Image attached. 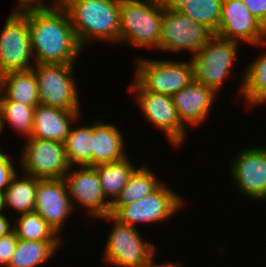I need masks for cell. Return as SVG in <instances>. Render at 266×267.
Instances as JSON below:
<instances>
[{
    "instance_id": "obj_1",
    "label": "cell",
    "mask_w": 266,
    "mask_h": 267,
    "mask_svg": "<svg viewBox=\"0 0 266 267\" xmlns=\"http://www.w3.org/2000/svg\"><path fill=\"white\" fill-rule=\"evenodd\" d=\"M27 18L31 51L35 64L75 65L83 51L67 11L60 3H24L17 5Z\"/></svg>"
},
{
    "instance_id": "obj_2",
    "label": "cell",
    "mask_w": 266,
    "mask_h": 267,
    "mask_svg": "<svg viewBox=\"0 0 266 267\" xmlns=\"http://www.w3.org/2000/svg\"><path fill=\"white\" fill-rule=\"evenodd\" d=\"M81 47L103 42L120 45L121 0H60Z\"/></svg>"
},
{
    "instance_id": "obj_3",
    "label": "cell",
    "mask_w": 266,
    "mask_h": 267,
    "mask_svg": "<svg viewBox=\"0 0 266 267\" xmlns=\"http://www.w3.org/2000/svg\"><path fill=\"white\" fill-rule=\"evenodd\" d=\"M163 15L156 0H121L120 44L157 50Z\"/></svg>"
},
{
    "instance_id": "obj_4",
    "label": "cell",
    "mask_w": 266,
    "mask_h": 267,
    "mask_svg": "<svg viewBox=\"0 0 266 267\" xmlns=\"http://www.w3.org/2000/svg\"><path fill=\"white\" fill-rule=\"evenodd\" d=\"M186 202L164 181L143 199L126 205H111V215L120 223L137 228L139 224H156L170 220Z\"/></svg>"
},
{
    "instance_id": "obj_5",
    "label": "cell",
    "mask_w": 266,
    "mask_h": 267,
    "mask_svg": "<svg viewBox=\"0 0 266 267\" xmlns=\"http://www.w3.org/2000/svg\"><path fill=\"white\" fill-rule=\"evenodd\" d=\"M241 43L214 35L193 57L194 80L213 88L218 94L231 76ZM235 61V62H234Z\"/></svg>"
},
{
    "instance_id": "obj_6",
    "label": "cell",
    "mask_w": 266,
    "mask_h": 267,
    "mask_svg": "<svg viewBox=\"0 0 266 267\" xmlns=\"http://www.w3.org/2000/svg\"><path fill=\"white\" fill-rule=\"evenodd\" d=\"M113 222L106 245L103 261L111 267H144L157 246L145 241L138 228L120 223L112 215L96 220Z\"/></svg>"
},
{
    "instance_id": "obj_7",
    "label": "cell",
    "mask_w": 266,
    "mask_h": 267,
    "mask_svg": "<svg viewBox=\"0 0 266 267\" xmlns=\"http://www.w3.org/2000/svg\"><path fill=\"white\" fill-rule=\"evenodd\" d=\"M74 66L76 65L34 64L32 69L37 79L39 104L66 111H82L76 88L78 83L74 79Z\"/></svg>"
},
{
    "instance_id": "obj_8",
    "label": "cell",
    "mask_w": 266,
    "mask_h": 267,
    "mask_svg": "<svg viewBox=\"0 0 266 267\" xmlns=\"http://www.w3.org/2000/svg\"><path fill=\"white\" fill-rule=\"evenodd\" d=\"M139 59L134 78L145 90L173 96L194 81L191 60Z\"/></svg>"
},
{
    "instance_id": "obj_9",
    "label": "cell",
    "mask_w": 266,
    "mask_h": 267,
    "mask_svg": "<svg viewBox=\"0 0 266 267\" xmlns=\"http://www.w3.org/2000/svg\"><path fill=\"white\" fill-rule=\"evenodd\" d=\"M133 80L128 91L135 93L134 99L145 119L156 129L164 131L174 148L182 146L187 138L188 128L181 123L172 96L145 90Z\"/></svg>"
},
{
    "instance_id": "obj_10",
    "label": "cell",
    "mask_w": 266,
    "mask_h": 267,
    "mask_svg": "<svg viewBox=\"0 0 266 267\" xmlns=\"http://www.w3.org/2000/svg\"><path fill=\"white\" fill-rule=\"evenodd\" d=\"M32 57L27 18L14 8L0 31V76L32 69Z\"/></svg>"
},
{
    "instance_id": "obj_11",
    "label": "cell",
    "mask_w": 266,
    "mask_h": 267,
    "mask_svg": "<svg viewBox=\"0 0 266 267\" xmlns=\"http://www.w3.org/2000/svg\"><path fill=\"white\" fill-rule=\"evenodd\" d=\"M21 151L23 173L39 179L64 178L71 168L64 144L50 139L29 137Z\"/></svg>"
},
{
    "instance_id": "obj_12",
    "label": "cell",
    "mask_w": 266,
    "mask_h": 267,
    "mask_svg": "<svg viewBox=\"0 0 266 267\" xmlns=\"http://www.w3.org/2000/svg\"><path fill=\"white\" fill-rule=\"evenodd\" d=\"M161 29L157 50L179 54L189 50L192 57L215 35L179 10L164 9Z\"/></svg>"
},
{
    "instance_id": "obj_13",
    "label": "cell",
    "mask_w": 266,
    "mask_h": 267,
    "mask_svg": "<svg viewBox=\"0 0 266 267\" xmlns=\"http://www.w3.org/2000/svg\"><path fill=\"white\" fill-rule=\"evenodd\" d=\"M232 160L229 168L235 188L242 196L266 200V146L241 149Z\"/></svg>"
},
{
    "instance_id": "obj_14",
    "label": "cell",
    "mask_w": 266,
    "mask_h": 267,
    "mask_svg": "<svg viewBox=\"0 0 266 267\" xmlns=\"http://www.w3.org/2000/svg\"><path fill=\"white\" fill-rule=\"evenodd\" d=\"M74 169L75 166L71 167L64 177L73 209L76 210L75 204L78 203L86 208L91 218L111 215V204L103 195L96 169L93 166H77Z\"/></svg>"
},
{
    "instance_id": "obj_15",
    "label": "cell",
    "mask_w": 266,
    "mask_h": 267,
    "mask_svg": "<svg viewBox=\"0 0 266 267\" xmlns=\"http://www.w3.org/2000/svg\"><path fill=\"white\" fill-rule=\"evenodd\" d=\"M215 35L252 46L266 45V28L254 18L242 0H223Z\"/></svg>"
},
{
    "instance_id": "obj_16",
    "label": "cell",
    "mask_w": 266,
    "mask_h": 267,
    "mask_svg": "<svg viewBox=\"0 0 266 267\" xmlns=\"http://www.w3.org/2000/svg\"><path fill=\"white\" fill-rule=\"evenodd\" d=\"M59 235L74 209L64 178H37L35 210Z\"/></svg>"
},
{
    "instance_id": "obj_17",
    "label": "cell",
    "mask_w": 266,
    "mask_h": 267,
    "mask_svg": "<svg viewBox=\"0 0 266 267\" xmlns=\"http://www.w3.org/2000/svg\"><path fill=\"white\" fill-rule=\"evenodd\" d=\"M217 95L219 94L213 88L195 80L176 92L172 99L181 123L185 127L186 125L198 127L203 124L211 113Z\"/></svg>"
},
{
    "instance_id": "obj_18",
    "label": "cell",
    "mask_w": 266,
    "mask_h": 267,
    "mask_svg": "<svg viewBox=\"0 0 266 267\" xmlns=\"http://www.w3.org/2000/svg\"><path fill=\"white\" fill-rule=\"evenodd\" d=\"M81 111H66L61 108L38 104L34 110L30 137L64 142L71 124L78 122Z\"/></svg>"
},
{
    "instance_id": "obj_19",
    "label": "cell",
    "mask_w": 266,
    "mask_h": 267,
    "mask_svg": "<svg viewBox=\"0 0 266 267\" xmlns=\"http://www.w3.org/2000/svg\"><path fill=\"white\" fill-rule=\"evenodd\" d=\"M98 120V121H97ZM92 123V166L110 163L127 157L122 130L104 120Z\"/></svg>"
},
{
    "instance_id": "obj_20",
    "label": "cell",
    "mask_w": 266,
    "mask_h": 267,
    "mask_svg": "<svg viewBox=\"0 0 266 267\" xmlns=\"http://www.w3.org/2000/svg\"><path fill=\"white\" fill-rule=\"evenodd\" d=\"M0 100H12L37 106L38 84L33 69L9 72L0 76Z\"/></svg>"
},
{
    "instance_id": "obj_21",
    "label": "cell",
    "mask_w": 266,
    "mask_h": 267,
    "mask_svg": "<svg viewBox=\"0 0 266 267\" xmlns=\"http://www.w3.org/2000/svg\"><path fill=\"white\" fill-rule=\"evenodd\" d=\"M129 157L122 160L93 166L100 179L103 195L112 204L138 168Z\"/></svg>"
},
{
    "instance_id": "obj_22",
    "label": "cell",
    "mask_w": 266,
    "mask_h": 267,
    "mask_svg": "<svg viewBox=\"0 0 266 267\" xmlns=\"http://www.w3.org/2000/svg\"><path fill=\"white\" fill-rule=\"evenodd\" d=\"M19 175L16 173L3 193L4 210L11 208L17 215L34 212L37 190L36 177L25 173L22 177Z\"/></svg>"
},
{
    "instance_id": "obj_23",
    "label": "cell",
    "mask_w": 266,
    "mask_h": 267,
    "mask_svg": "<svg viewBox=\"0 0 266 267\" xmlns=\"http://www.w3.org/2000/svg\"><path fill=\"white\" fill-rule=\"evenodd\" d=\"M255 60L249 62L245 72H243L242 81L238 88L239 97L244 98L246 106H256L266 103V53Z\"/></svg>"
},
{
    "instance_id": "obj_24",
    "label": "cell",
    "mask_w": 266,
    "mask_h": 267,
    "mask_svg": "<svg viewBox=\"0 0 266 267\" xmlns=\"http://www.w3.org/2000/svg\"><path fill=\"white\" fill-rule=\"evenodd\" d=\"M63 241L20 240L8 267H38L53 258Z\"/></svg>"
},
{
    "instance_id": "obj_25",
    "label": "cell",
    "mask_w": 266,
    "mask_h": 267,
    "mask_svg": "<svg viewBox=\"0 0 266 267\" xmlns=\"http://www.w3.org/2000/svg\"><path fill=\"white\" fill-rule=\"evenodd\" d=\"M63 144L71 167L92 166V122L71 126Z\"/></svg>"
},
{
    "instance_id": "obj_26",
    "label": "cell",
    "mask_w": 266,
    "mask_h": 267,
    "mask_svg": "<svg viewBox=\"0 0 266 267\" xmlns=\"http://www.w3.org/2000/svg\"><path fill=\"white\" fill-rule=\"evenodd\" d=\"M146 165L138 167L111 205H126L143 199L162 182Z\"/></svg>"
},
{
    "instance_id": "obj_27",
    "label": "cell",
    "mask_w": 266,
    "mask_h": 267,
    "mask_svg": "<svg viewBox=\"0 0 266 267\" xmlns=\"http://www.w3.org/2000/svg\"><path fill=\"white\" fill-rule=\"evenodd\" d=\"M13 224V230L20 240L62 241L61 236L36 212L17 216Z\"/></svg>"
},
{
    "instance_id": "obj_28",
    "label": "cell",
    "mask_w": 266,
    "mask_h": 267,
    "mask_svg": "<svg viewBox=\"0 0 266 267\" xmlns=\"http://www.w3.org/2000/svg\"><path fill=\"white\" fill-rule=\"evenodd\" d=\"M36 106H29L12 100H0V112L4 126L7 123L20 136L29 138L32 133L34 110Z\"/></svg>"
},
{
    "instance_id": "obj_29",
    "label": "cell",
    "mask_w": 266,
    "mask_h": 267,
    "mask_svg": "<svg viewBox=\"0 0 266 267\" xmlns=\"http://www.w3.org/2000/svg\"><path fill=\"white\" fill-rule=\"evenodd\" d=\"M222 5L223 0H189L179 11L216 34Z\"/></svg>"
},
{
    "instance_id": "obj_30",
    "label": "cell",
    "mask_w": 266,
    "mask_h": 267,
    "mask_svg": "<svg viewBox=\"0 0 266 267\" xmlns=\"http://www.w3.org/2000/svg\"><path fill=\"white\" fill-rule=\"evenodd\" d=\"M11 158L0 150V192L4 193L18 172Z\"/></svg>"
},
{
    "instance_id": "obj_31",
    "label": "cell",
    "mask_w": 266,
    "mask_h": 267,
    "mask_svg": "<svg viewBox=\"0 0 266 267\" xmlns=\"http://www.w3.org/2000/svg\"><path fill=\"white\" fill-rule=\"evenodd\" d=\"M18 238L14 230L0 237V266L8 267L9 261L15 252Z\"/></svg>"
},
{
    "instance_id": "obj_32",
    "label": "cell",
    "mask_w": 266,
    "mask_h": 267,
    "mask_svg": "<svg viewBox=\"0 0 266 267\" xmlns=\"http://www.w3.org/2000/svg\"><path fill=\"white\" fill-rule=\"evenodd\" d=\"M254 18L266 28V0H242Z\"/></svg>"
},
{
    "instance_id": "obj_33",
    "label": "cell",
    "mask_w": 266,
    "mask_h": 267,
    "mask_svg": "<svg viewBox=\"0 0 266 267\" xmlns=\"http://www.w3.org/2000/svg\"><path fill=\"white\" fill-rule=\"evenodd\" d=\"M163 9L167 10H179L189 0H156Z\"/></svg>"
},
{
    "instance_id": "obj_34",
    "label": "cell",
    "mask_w": 266,
    "mask_h": 267,
    "mask_svg": "<svg viewBox=\"0 0 266 267\" xmlns=\"http://www.w3.org/2000/svg\"><path fill=\"white\" fill-rule=\"evenodd\" d=\"M8 218L9 216H6L3 211L0 212V237L10 233L13 230V224L10 223L11 220Z\"/></svg>"
},
{
    "instance_id": "obj_35",
    "label": "cell",
    "mask_w": 266,
    "mask_h": 267,
    "mask_svg": "<svg viewBox=\"0 0 266 267\" xmlns=\"http://www.w3.org/2000/svg\"><path fill=\"white\" fill-rule=\"evenodd\" d=\"M156 251L152 254V256L150 257L149 261L147 262V264L144 267H182V262L181 264H179V262H170V263H160V264H156L154 259H155V254Z\"/></svg>"
},
{
    "instance_id": "obj_36",
    "label": "cell",
    "mask_w": 266,
    "mask_h": 267,
    "mask_svg": "<svg viewBox=\"0 0 266 267\" xmlns=\"http://www.w3.org/2000/svg\"><path fill=\"white\" fill-rule=\"evenodd\" d=\"M60 0H53V3H59ZM24 3H45L44 0H19V4Z\"/></svg>"
},
{
    "instance_id": "obj_37",
    "label": "cell",
    "mask_w": 266,
    "mask_h": 267,
    "mask_svg": "<svg viewBox=\"0 0 266 267\" xmlns=\"http://www.w3.org/2000/svg\"><path fill=\"white\" fill-rule=\"evenodd\" d=\"M4 122H3V117H2V114L0 112V135L2 134V131H4ZM0 150H1V147H0Z\"/></svg>"
},
{
    "instance_id": "obj_38",
    "label": "cell",
    "mask_w": 266,
    "mask_h": 267,
    "mask_svg": "<svg viewBox=\"0 0 266 267\" xmlns=\"http://www.w3.org/2000/svg\"><path fill=\"white\" fill-rule=\"evenodd\" d=\"M4 211L3 207V193L0 192V212Z\"/></svg>"
}]
</instances>
